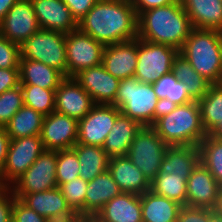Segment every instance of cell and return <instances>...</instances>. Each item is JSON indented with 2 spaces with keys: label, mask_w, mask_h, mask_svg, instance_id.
I'll list each match as a JSON object with an SVG mask.
<instances>
[{
  "label": "cell",
  "mask_w": 222,
  "mask_h": 222,
  "mask_svg": "<svg viewBox=\"0 0 222 222\" xmlns=\"http://www.w3.org/2000/svg\"><path fill=\"white\" fill-rule=\"evenodd\" d=\"M137 14L131 0H98L78 22V29L104 45L138 38Z\"/></svg>",
  "instance_id": "cell-1"
},
{
  "label": "cell",
  "mask_w": 222,
  "mask_h": 222,
  "mask_svg": "<svg viewBox=\"0 0 222 222\" xmlns=\"http://www.w3.org/2000/svg\"><path fill=\"white\" fill-rule=\"evenodd\" d=\"M138 38L152 43L182 48L194 29L181 1L142 11L137 18Z\"/></svg>",
  "instance_id": "cell-2"
},
{
  "label": "cell",
  "mask_w": 222,
  "mask_h": 222,
  "mask_svg": "<svg viewBox=\"0 0 222 222\" xmlns=\"http://www.w3.org/2000/svg\"><path fill=\"white\" fill-rule=\"evenodd\" d=\"M179 53L211 84L222 83V31L194 28Z\"/></svg>",
  "instance_id": "cell-3"
},
{
  "label": "cell",
  "mask_w": 222,
  "mask_h": 222,
  "mask_svg": "<svg viewBox=\"0 0 222 222\" xmlns=\"http://www.w3.org/2000/svg\"><path fill=\"white\" fill-rule=\"evenodd\" d=\"M151 127L169 146H198L207 135L196 100L177 105L172 112L159 118Z\"/></svg>",
  "instance_id": "cell-4"
},
{
  "label": "cell",
  "mask_w": 222,
  "mask_h": 222,
  "mask_svg": "<svg viewBox=\"0 0 222 222\" xmlns=\"http://www.w3.org/2000/svg\"><path fill=\"white\" fill-rule=\"evenodd\" d=\"M157 102L152 84L141 83L133 76L120 80L115 101L111 105L142 126H152Z\"/></svg>",
  "instance_id": "cell-5"
},
{
  "label": "cell",
  "mask_w": 222,
  "mask_h": 222,
  "mask_svg": "<svg viewBox=\"0 0 222 222\" xmlns=\"http://www.w3.org/2000/svg\"><path fill=\"white\" fill-rule=\"evenodd\" d=\"M21 56L54 67L66 77V34L39 29L21 45Z\"/></svg>",
  "instance_id": "cell-6"
},
{
  "label": "cell",
  "mask_w": 222,
  "mask_h": 222,
  "mask_svg": "<svg viewBox=\"0 0 222 222\" xmlns=\"http://www.w3.org/2000/svg\"><path fill=\"white\" fill-rule=\"evenodd\" d=\"M45 150L41 135L10 139L0 187H11Z\"/></svg>",
  "instance_id": "cell-7"
},
{
  "label": "cell",
  "mask_w": 222,
  "mask_h": 222,
  "mask_svg": "<svg viewBox=\"0 0 222 222\" xmlns=\"http://www.w3.org/2000/svg\"><path fill=\"white\" fill-rule=\"evenodd\" d=\"M168 146L151 126H143L132 141L127 157L151 182L160 172Z\"/></svg>",
  "instance_id": "cell-8"
},
{
  "label": "cell",
  "mask_w": 222,
  "mask_h": 222,
  "mask_svg": "<svg viewBox=\"0 0 222 222\" xmlns=\"http://www.w3.org/2000/svg\"><path fill=\"white\" fill-rule=\"evenodd\" d=\"M178 52L172 46L138 38V58L134 77L141 83L154 84L159 77L172 71V63Z\"/></svg>",
  "instance_id": "cell-9"
},
{
  "label": "cell",
  "mask_w": 222,
  "mask_h": 222,
  "mask_svg": "<svg viewBox=\"0 0 222 222\" xmlns=\"http://www.w3.org/2000/svg\"><path fill=\"white\" fill-rule=\"evenodd\" d=\"M105 45L79 29L66 34V77L100 65Z\"/></svg>",
  "instance_id": "cell-10"
},
{
  "label": "cell",
  "mask_w": 222,
  "mask_h": 222,
  "mask_svg": "<svg viewBox=\"0 0 222 222\" xmlns=\"http://www.w3.org/2000/svg\"><path fill=\"white\" fill-rule=\"evenodd\" d=\"M57 150H44L37 160L11 186L17 199L25 194L55 189Z\"/></svg>",
  "instance_id": "cell-11"
},
{
  "label": "cell",
  "mask_w": 222,
  "mask_h": 222,
  "mask_svg": "<svg viewBox=\"0 0 222 222\" xmlns=\"http://www.w3.org/2000/svg\"><path fill=\"white\" fill-rule=\"evenodd\" d=\"M120 113L115 105L96 104L78 121L77 143L103 147Z\"/></svg>",
  "instance_id": "cell-12"
},
{
  "label": "cell",
  "mask_w": 222,
  "mask_h": 222,
  "mask_svg": "<svg viewBox=\"0 0 222 222\" xmlns=\"http://www.w3.org/2000/svg\"><path fill=\"white\" fill-rule=\"evenodd\" d=\"M39 29L31 0H18L0 21V33L20 46Z\"/></svg>",
  "instance_id": "cell-13"
},
{
  "label": "cell",
  "mask_w": 222,
  "mask_h": 222,
  "mask_svg": "<svg viewBox=\"0 0 222 222\" xmlns=\"http://www.w3.org/2000/svg\"><path fill=\"white\" fill-rule=\"evenodd\" d=\"M40 135L45 150L71 149L77 144L78 120L54 111L44 117Z\"/></svg>",
  "instance_id": "cell-14"
},
{
  "label": "cell",
  "mask_w": 222,
  "mask_h": 222,
  "mask_svg": "<svg viewBox=\"0 0 222 222\" xmlns=\"http://www.w3.org/2000/svg\"><path fill=\"white\" fill-rule=\"evenodd\" d=\"M95 105L92 97L73 77H65L55 91V111L78 121Z\"/></svg>",
  "instance_id": "cell-15"
},
{
  "label": "cell",
  "mask_w": 222,
  "mask_h": 222,
  "mask_svg": "<svg viewBox=\"0 0 222 222\" xmlns=\"http://www.w3.org/2000/svg\"><path fill=\"white\" fill-rule=\"evenodd\" d=\"M92 97L95 104L111 105L115 101L120 80L101 63L84 69L73 77Z\"/></svg>",
  "instance_id": "cell-16"
},
{
  "label": "cell",
  "mask_w": 222,
  "mask_h": 222,
  "mask_svg": "<svg viewBox=\"0 0 222 222\" xmlns=\"http://www.w3.org/2000/svg\"><path fill=\"white\" fill-rule=\"evenodd\" d=\"M20 200L50 221L76 220L78 218L58 187L43 192L25 194Z\"/></svg>",
  "instance_id": "cell-17"
},
{
  "label": "cell",
  "mask_w": 222,
  "mask_h": 222,
  "mask_svg": "<svg viewBox=\"0 0 222 222\" xmlns=\"http://www.w3.org/2000/svg\"><path fill=\"white\" fill-rule=\"evenodd\" d=\"M220 187L210 171L199 162L187 179L186 206L212 209Z\"/></svg>",
  "instance_id": "cell-18"
},
{
  "label": "cell",
  "mask_w": 222,
  "mask_h": 222,
  "mask_svg": "<svg viewBox=\"0 0 222 222\" xmlns=\"http://www.w3.org/2000/svg\"><path fill=\"white\" fill-rule=\"evenodd\" d=\"M138 58V38L105 45L102 64L106 71L119 80L133 77Z\"/></svg>",
  "instance_id": "cell-19"
},
{
  "label": "cell",
  "mask_w": 222,
  "mask_h": 222,
  "mask_svg": "<svg viewBox=\"0 0 222 222\" xmlns=\"http://www.w3.org/2000/svg\"><path fill=\"white\" fill-rule=\"evenodd\" d=\"M40 29L68 34L78 23L63 0H31Z\"/></svg>",
  "instance_id": "cell-20"
},
{
  "label": "cell",
  "mask_w": 222,
  "mask_h": 222,
  "mask_svg": "<svg viewBox=\"0 0 222 222\" xmlns=\"http://www.w3.org/2000/svg\"><path fill=\"white\" fill-rule=\"evenodd\" d=\"M108 171L121 192L141 196L150 190L151 182L127 156L109 159Z\"/></svg>",
  "instance_id": "cell-21"
},
{
  "label": "cell",
  "mask_w": 222,
  "mask_h": 222,
  "mask_svg": "<svg viewBox=\"0 0 222 222\" xmlns=\"http://www.w3.org/2000/svg\"><path fill=\"white\" fill-rule=\"evenodd\" d=\"M103 222H143L141 196L121 192L96 214Z\"/></svg>",
  "instance_id": "cell-22"
},
{
  "label": "cell",
  "mask_w": 222,
  "mask_h": 222,
  "mask_svg": "<svg viewBox=\"0 0 222 222\" xmlns=\"http://www.w3.org/2000/svg\"><path fill=\"white\" fill-rule=\"evenodd\" d=\"M142 127L138 121L120 113L103 145L108 158L127 156L132 141Z\"/></svg>",
  "instance_id": "cell-23"
},
{
  "label": "cell",
  "mask_w": 222,
  "mask_h": 222,
  "mask_svg": "<svg viewBox=\"0 0 222 222\" xmlns=\"http://www.w3.org/2000/svg\"><path fill=\"white\" fill-rule=\"evenodd\" d=\"M121 193L107 170L88 182L85 194V217L95 216L104 205Z\"/></svg>",
  "instance_id": "cell-24"
},
{
  "label": "cell",
  "mask_w": 222,
  "mask_h": 222,
  "mask_svg": "<svg viewBox=\"0 0 222 222\" xmlns=\"http://www.w3.org/2000/svg\"><path fill=\"white\" fill-rule=\"evenodd\" d=\"M183 9L197 29L222 31L221 0H180Z\"/></svg>",
  "instance_id": "cell-25"
},
{
  "label": "cell",
  "mask_w": 222,
  "mask_h": 222,
  "mask_svg": "<svg viewBox=\"0 0 222 222\" xmlns=\"http://www.w3.org/2000/svg\"><path fill=\"white\" fill-rule=\"evenodd\" d=\"M200 162V149L198 146H168L160 172L183 176L186 179Z\"/></svg>",
  "instance_id": "cell-26"
},
{
  "label": "cell",
  "mask_w": 222,
  "mask_h": 222,
  "mask_svg": "<svg viewBox=\"0 0 222 222\" xmlns=\"http://www.w3.org/2000/svg\"><path fill=\"white\" fill-rule=\"evenodd\" d=\"M20 84L40 86L43 89L56 90L65 76L55 69L38 61L20 57Z\"/></svg>",
  "instance_id": "cell-27"
},
{
  "label": "cell",
  "mask_w": 222,
  "mask_h": 222,
  "mask_svg": "<svg viewBox=\"0 0 222 222\" xmlns=\"http://www.w3.org/2000/svg\"><path fill=\"white\" fill-rule=\"evenodd\" d=\"M181 205L148 190L141 195L143 222H176Z\"/></svg>",
  "instance_id": "cell-28"
},
{
  "label": "cell",
  "mask_w": 222,
  "mask_h": 222,
  "mask_svg": "<svg viewBox=\"0 0 222 222\" xmlns=\"http://www.w3.org/2000/svg\"><path fill=\"white\" fill-rule=\"evenodd\" d=\"M72 149L78 156L80 177L89 182L108 170L109 158L103 147L77 143Z\"/></svg>",
  "instance_id": "cell-29"
},
{
  "label": "cell",
  "mask_w": 222,
  "mask_h": 222,
  "mask_svg": "<svg viewBox=\"0 0 222 222\" xmlns=\"http://www.w3.org/2000/svg\"><path fill=\"white\" fill-rule=\"evenodd\" d=\"M44 117L42 113L24 105L5 125L6 133L10 139L38 136L42 131Z\"/></svg>",
  "instance_id": "cell-30"
},
{
  "label": "cell",
  "mask_w": 222,
  "mask_h": 222,
  "mask_svg": "<svg viewBox=\"0 0 222 222\" xmlns=\"http://www.w3.org/2000/svg\"><path fill=\"white\" fill-rule=\"evenodd\" d=\"M187 88V92L193 100L202 99L208 91L211 83L198 74L189 61L179 52L172 63L171 71Z\"/></svg>",
  "instance_id": "cell-31"
},
{
  "label": "cell",
  "mask_w": 222,
  "mask_h": 222,
  "mask_svg": "<svg viewBox=\"0 0 222 222\" xmlns=\"http://www.w3.org/2000/svg\"><path fill=\"white\" fill-rule=\"evenodd\" d=\"M186 183L187 179L183 176L159 172L151 181L150 190L184 206L187 200Z\"/></svg>",
  "instance_id": "cell-32"
},
{
  "label": "cell",
  "mask_w": 222,
  "mask_h": 222,
  "mask_svg": "<svg viewBox=\"0 0 222 222\" xmlns=\"http://www.w3.org/2000/svg\"><path fill=\"white\" fill-rule=\"evenodd\" d=\"M198 103L202 124L208 134L222 119V83L211 84Z\"/></svg>",
  "instance_id": "cell-33"
},
{
  "label": "cell",
  "mask_w": 222,
  "mask_h": 222,
  "mask_svg": "<svg viewBox=\"0 0 222 222\" xmlns=\"http://www.w3.org/2000/svg\"><path fill=\"white\" fill-rule=\"evenodd\" d=\"M200 162L222 187V138L206 135L198 145Z\"/></svg>",
  "instance_id": "cell-34"
},
{
  "label": "cell",
  "mask_w": 222,
  "mask_h": 222,
  "mask_svg": "<svg viewBox=\"0 0 222 222\" xmlns=\"http://www.w3.org/2000/svg\"><path fill=\"white\" fill-rule=\"evenodd\" d=\"M152 86L158 99L167 98L177 105L193 101L185 84L178 80L172 72L159 77Z\"/></svg>",
  "instance_id": "cell-35"
},
{
  "label": "cell",
  "mask_w": 222,
  "mask_h": 222,
  "mask_svg": "<svg viewBox=\"0 0 222 222\" xmlns=\"http://www.w3.org/2000/svg\"><path fill=\"white\" fill-rule=\"evenodd\" d=\"M23 93V102L25 106L33 108L44 116L55 111V91L52 89H43L40 86L30 84H20Z\"/></svg>",
  "instance_id": "cell-36"
},
{
  "label": "cell",
  "mask_w": 222,
  "mask_h": 222,
  "mask_svg": "<svg viewBox=\"0 0 222 222\" xmlns=\"http://www.w3.org/2000/svg\"><path fill=\"white\" fill-rule=\"evenodd\" d=\"M80 164L76 152L71 149L57 150L56 181L57 186L80 177Z\"/></svg>",
  "instance_id": "cell-37"
},
{
  "label": "cell",
  "mask_w": 222,
  "mask_h": 222,
  "mask_svg": "<svg viewBox=\"0 0 222 222\" xmlns=\"http://www.w3.org/2000/svg\"><path fill=\"white\" fill-rule=\"evenodd\" d=\"M87 186L88 182L82 177H78L58 187L65 197L67 204L78 217H85V194Z\"/></svg>",
  "instance_id": "cell-38"
},
{
  "label": "cell",
  "mask_w": 222,
  "mask_h": 222,
  "mask_svg": "<svg viewBox=\"0 0 222 222\" xmlns=\"http://www.w3.org/2000/svg\"><path fill=\"white\" fill-rule=\"evenodd\" d=\"M24 106L21 85L0 94V126H4Z\"/></svg>",
  "instance_id": "cell-39"
},
{
  "label": "cell",
  "mask_w": 222,
  "mask_h": 222,
  "mask_svg": "<svg viewBox=\"0 0 222 222\" xmlns=\"http://www.w3.org/2000/svg\"><path fill=\"white\" fill-rule=\"evenodd\" d=\"M21 46L10 42L0 33V68H19Z\"/></svg>",
  "instance_id": "cell-40"
},
{
  "label": "cell",
  "mask_w": 222,
  "mask_h": 222,
  "mask_svg": "<svg viewBox=\"0 0 222 222\" xmlns=\"http://www.w3.org/2000/svg\"><path fill=\"white\" fill-rule=\"evenodd\" d=\"M12 222H51L49 219L39 215L30 209L20 199L15 197L12 212Z\"/></svg>",
  "instance_id": "cell-41"
},
{
  "label": "cell",
  "mask_w": 222,
  "mask_h": 222,
  "mask_svg": "<svg viewBox=\"0 0 222 222\" xmlns=\"http://www.w3.org/2000/svg\"><path fill=\"white\" fill-rule=\"evenodd\" d=\"M212 209L181 206L176 222H208Z\"/></svg>",
  "instance_id": "cell-42"
},
{
  "label": "cell",
  "mask_w": 222,
  "mask_h": 222,
  "mask_svg": "<svg viewBox=\"0 0 222 222\" xmlns=\"http://www.w3.org/2000/svg\"><path fill=\"white\" fill-rule=\"evenodd\" d=\"M15 195L11 187H0V222H11Z\"/></svg>",
  "instance_id": "cell-43"
},
{
  "label": "cell",
  "mask_w": 222,
  "mask_h": 222,
  "mask_svg": "<svg viewBox=\"0 0 222 222\" xmlns=\"http://www.w3.org/2000/svg\"><path fill=\"white\" fill-rule=\"evenodd\" d=\"M77 23L92 9L98 0H63Z\"/></svg>",
  "instance_id": "cell-44"
},
{
  "label": "cell",
  "mask_w": 222,
  "mask_h": 222,
  "mask_svg": "<svg viewBox=\"0 0 222 222\" xmlns=\"http://www.w3.org/2000/svg\"><path fill=\"white\" fill-rule=\"evenodd\" d=\"M20 85L19 68H0V94Z\"/></svg>",
  "instance_id": "cell-45"
},
{
  "label": "cell",
  "mask_w": 222,
  "mask_h": 222,
  "mask_svg": "<svg viewBox=\"0 0 222 222\" xmlns=\"http://www.w3.org/2000/svg\"><path fill=\"white\" fill-rule=\"evenodd\" d=\"M177 0H131L137 16L142 12L160 6H166L175 3Z\"/></svg>",
  "instance_id": "cell-46"
},
{
  "label": "cell",
  "mask_w": 222,
  "mask_h": 222,
  "mask_svg": "<svg viewBox=\"0 0 222 222\" xmlns=\"http://www.w3.org/2000/svg\"><path fill=\"white\" fill-rule=\"evenodd\" d=\"M177 104L167 98H160L154 111V123L161 117L168 115L176 108Z\"/></svg>",
  "instance_id": "cell-47"
},
{
  "label": "cell",
  "mask_w": 222,
  "mask_h": 222,
  "mask_svg": "<svg viewBox=\"0 0 222 222\" xmlns=\"http://www.w3.org/2000/svg\"><path fill=\"white\" fill-rule=\"evenodd\" d=\"M9 142H10V137L6 133L5 127L0 126V172L7 158Z\"/></svg>",
  "instance_id": "cell-48"
},
{
  "label": "cell",
  "mask_w": 222,
  "mask_h": 222,
  "mask_svg": "<svg viewBox=\"0 0 222 222\" xmlns=\"http://www.w3.org/2000/svg\"><path fill=\"white\" fill-rule=\"evenodd\" d=\"M18 0H0V21Z\"/></svg>",
  "instance_id": "cell-49"
},
{
  "label": "cell",
  "mask_w": 222,
  "mask_h": 222,
  "mask_svg": "<svg viewBox=\"0 0 222 222\" xmlns=\"http://www.w3.org/2000/svg\"><path fill=\"white\" fill-rule=\"evenodd\" d=\"M212 210L215 214L222 217V187H220L218 191L216 203L212 208Z\"/></svg>",
  "instance_id": "cell-50"
},
{
  "label": "cell",
  "mask_w": 222,
  "mask_h": 222,
  "mask_svg": "<svg viewBox=\"0 0 222 222\" xmlns=\"http://www.w3.org/2000/svg\"><path fill=\"white\" fill-rule=\"evenodd\" d=\"M208 135L222 138V119L219 123L208 133Z\"/></svg>",
  "instance_id": "cell-51"
},
{
  "label": "cell",
  "mask_w": 222,
  "mask_h": 222,
  "mask_svg": "<svg viewBox=\"0 0 222 222\" xmlns=\"http://www.w3.org/2000/svg\"><path fill=\"white\" fill-rule=\"evenodd\" d=\"M208 222H222V217L218 216L214 212L209 216Z\"/></svg>",
  "instance_id": "cell-52"
},
{
  "label": "cell",
  "mask_w": 222,
  "mask_h": 222,
  "mask_svg": "<svg viewBox=\"0 0 222 222\" xmlns=\"http://www.w3.org/2000/svg\"><path fill=\"white\" fill-rule=\"evenodd\" d=\"M90 222H103L101 221L96 215L95 216H89L86 217Z\"/></svg>",
  "instance_id": "cell-53"
},
{
  "label": "cell",
  "mask_w": 222,
  "mask_h": 222,
  "mask_svg": "<svg viewBox=\"0 0 222 222\" xmlns=\"http://www.w3.org/2000/svg\"><path fill=\"white\" fill-rule=\"evenodd\" d=\"M72 222H90L86 217H78L76 220Z\"/></svg>",
  "instance_id": "cell-54"
},
{
  "label": "cell",
  "mask_w": 222,
  "mask_h": 222,
  "mask_svg": "<svg viewBox=\"0 0 222 222\" xmlns=\"http://www.w3.org/2000/svg\"><path fill=\"white\" fill-rule=\"evenodd\" d=\"M73 220H65V221H51V222H72Z\"/></svg>",
  "instance_id": "cell-55"
}]
</instances>
